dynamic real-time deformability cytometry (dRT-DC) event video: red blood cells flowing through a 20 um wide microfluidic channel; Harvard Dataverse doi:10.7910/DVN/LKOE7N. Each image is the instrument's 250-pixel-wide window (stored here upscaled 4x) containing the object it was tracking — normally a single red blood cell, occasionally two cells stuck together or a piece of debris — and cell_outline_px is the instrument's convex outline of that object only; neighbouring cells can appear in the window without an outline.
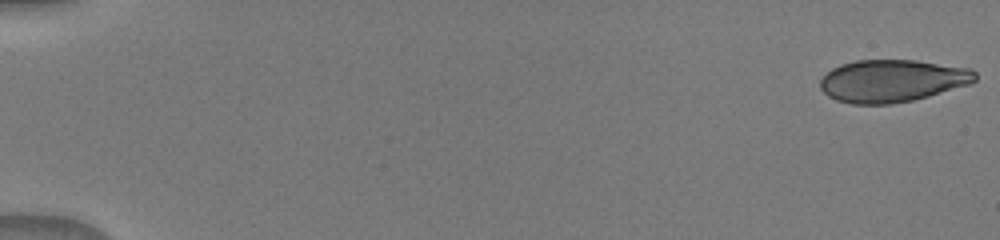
{"species": "human", "species_latin": "Homo sapiens", "temperature_condition": "warm", "stored_images_in_passage": 50, "camera_frame_rate_fps": 3000, "um_per_image_px": 0.085, "donor": {"sex": "male"}, "frame": {"image": 1, "passage_image": 1, "time_ms": 0.0, "image_size_px": [1000, 240], "cell_outline_px": [[976, 80], [968, 84], [928, 96], [912, 100], [892, 104], [852, 104], [836, 100], [828, 96], [820, 88], [820, 80], [832, 68], [840, 64], [856, 60], [916, 60], [972, 68], [976, 72]], "centroid_in_image_um": [75.83, 6.86], "position_along_channel_um": 9.2, "area_um2": 38.32}}
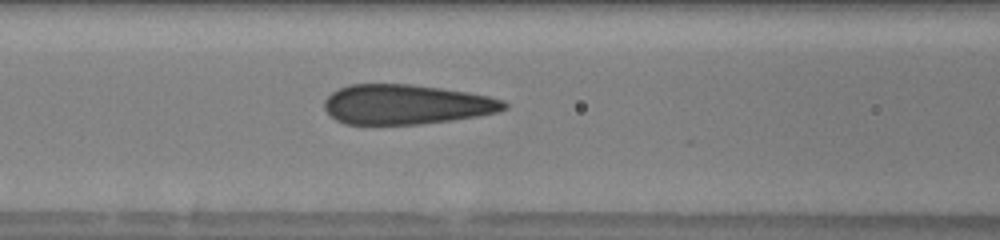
{"frame": {"image": 2, "passage_image": 23, "time_ms": 7.333, "image_size_px": [1000, 240], "cell_outline_px": [[508, 108], [496, 112], [476, 116], [452, 120], [420, 124], [344, 124], [336, 120], [324, 108], [324, 100], [332, 92], [348, 84], [408, 84], [440, 88], [468, 92], [488, 96], [504, 100], [508, 104]], "centroid_in_image_um": [34.52, 8.87], "position_along_channel_um": 132.1, "area_um2": 41.62}}
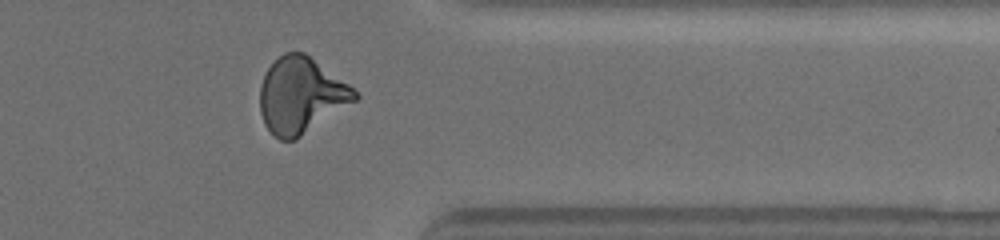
{"frame": {"image": 3, "passage_image": 42, "time_ms": 13.667, "image_size_px": [1000, 240], "cell_outline_px": [[360, 96], [356, 100], [296, 140], [280, 140], [264, 124], [260, 112], [260, 84], [268, 68], [284, 52], [304, 52], [348, 84]], "centroid_in_image_um": [25.57, 8.12], "position_along_channel_um": 385.8, "area_um2": 41.44}}